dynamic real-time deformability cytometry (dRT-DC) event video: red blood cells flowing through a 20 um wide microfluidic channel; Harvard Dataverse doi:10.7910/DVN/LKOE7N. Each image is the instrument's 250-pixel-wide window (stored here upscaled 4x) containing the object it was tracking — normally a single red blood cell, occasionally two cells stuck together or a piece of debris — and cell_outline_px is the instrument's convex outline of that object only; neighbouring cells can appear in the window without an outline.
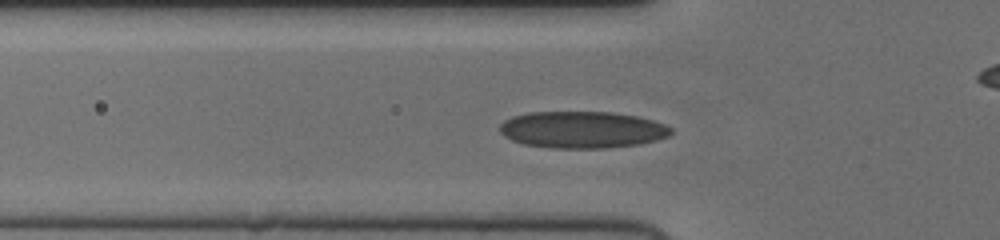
{"species": "human", "species_latin": "Homo sapiens", "temperature_condition": "cold", "stored_images_in_passage": 49, "camera_frame_rate_fps": 3000, "um_per_image_px": 0.085, "donor": {"sex": "female"}, "frame": {"image": 1, "passage_image": 14, "time_ms": 4.333, "image_size_px": [1000, 240], "cell_outline_px": [[672, 132], [668, 136], [656, 140], [640, 144], [604, 148], [552, 148], [524, 144], [512, 140], [504, 136], [500, 132], [500, 124], [504, 120], [512, 116], [528, 112], [608, 112], [636, 116], [652, 120], [664, 124], [672, 128]], "centroid_in_image_um": [49.47, 11.02], "position_along_channel_um": 76.3, "area_um2": 36.7}}
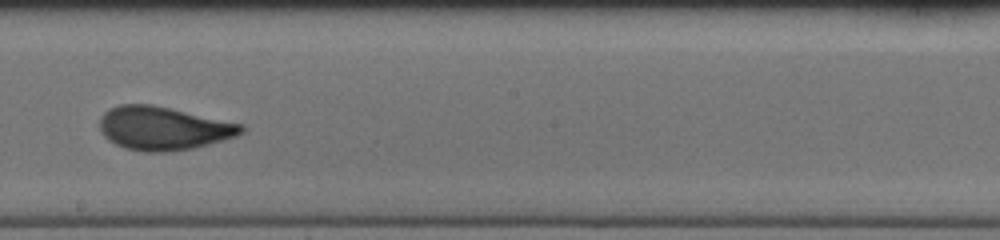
{"frame": {"image": 2, "passage_image": 26, "time_ms": 8.333, "image_size_px": [1000, 240], "cell_outline_px": [[244, 132], [236, 136], [224, 140], [192, 148], [168, 152], [144, 152], [124, 148], [108, 140], [104, 136], [100, 128], [100, 116], [108, 108], [120, 104], [152, 104], [244, 124]], "centroid_in_image_um": [13.87, 10.9], "position_along_channel_um": 234.3, "area_um2": 36.01}}
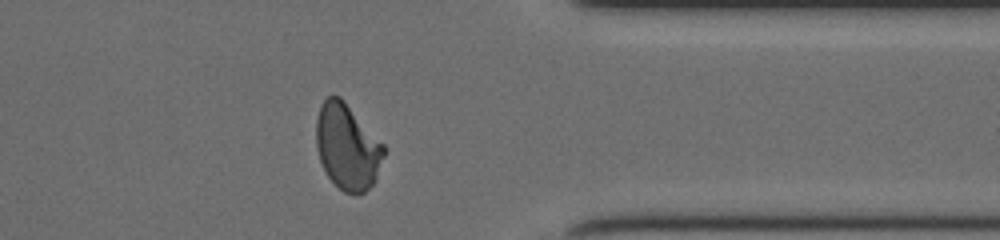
{"frame": {"image": 3, "passage_image": 38, "time_ms": 12.333, "image_size_px": [1000, 240], "cell_outline_px": [[384, 156], [376, 180], [360, 196], [356, 196], [344, 192], [328, 176], [320, 160], [316, 148], [316, 120], [320, 104], [332, 92], [340, 96], [384, 144]], "centroid_in_image_um": [29.52, 12.46], "position_along_channel_um": 381.9, "area_um2": 34.04}}